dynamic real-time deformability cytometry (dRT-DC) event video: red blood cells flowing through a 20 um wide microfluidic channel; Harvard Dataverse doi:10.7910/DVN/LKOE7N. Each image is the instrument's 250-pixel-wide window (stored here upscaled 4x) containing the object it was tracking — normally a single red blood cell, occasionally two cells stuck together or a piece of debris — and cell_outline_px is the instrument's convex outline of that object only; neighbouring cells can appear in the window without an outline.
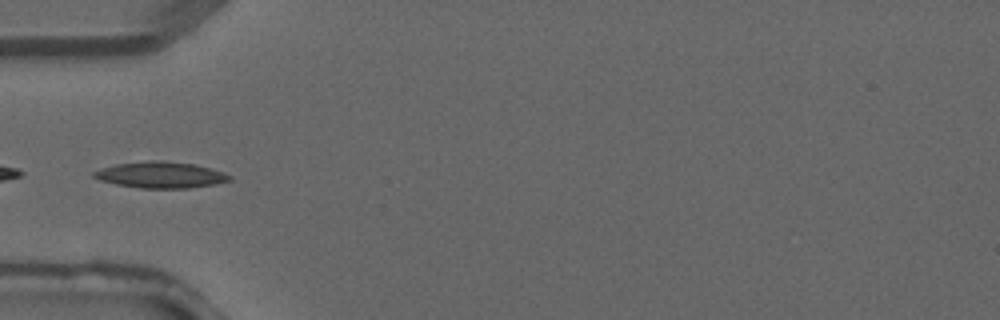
{"species": "common noctule bat (a hibernating species)", "species_latin": "Nyctalus noctula", "temperature_condition": "warm", "stored_images_in_passage": 3, "camera_frame_rate_fps": 3000, "um_per_image_px": 0.085, "animal": {"sex": "male", "forearm_length_mm": 52.5}, "frame": {"image": 1, "passage_image": 3, "time_ms": 0.667, "image_size_px": [1000, 320], "cell_outline_px": [[232, 180], [216, 184], [188, 188], [140, 188], [116, 184], [100, 180], [92, 176], [92, 172], [100, 168], [116, 164], [152, 160], [164, 160], [192, 164], [212, 168], [224, 172], [232, 176]], "centroid_in_image_um": [13.67, 14.86], "position_along_channel_um": 71.3, "area_um2": 20.87}}